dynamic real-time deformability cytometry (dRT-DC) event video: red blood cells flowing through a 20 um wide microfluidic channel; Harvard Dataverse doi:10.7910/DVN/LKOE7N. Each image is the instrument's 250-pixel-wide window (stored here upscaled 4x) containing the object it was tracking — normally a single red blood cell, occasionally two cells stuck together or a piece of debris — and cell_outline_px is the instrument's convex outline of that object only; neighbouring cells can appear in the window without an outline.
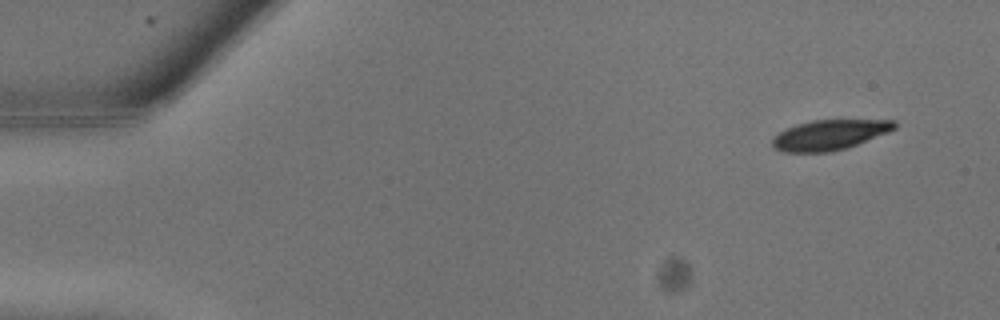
{"species": "common noctule bat (a hibernating species)", "species_latin": "Nyctalus noctula", "temperature_condition": "warm", "stored_images_in_passage": 11, "camera_frame_rate_fps": 3000, "um_per_image_px": 0.085, "animal": {"sex": "male", "body_mass_g": 13.3}, "frame": {"image": 1, "passage_image": 2, "time_ms": 0.333, "image_size_px": [1000, 320], "cell_outline_px": [[896, 128], [888, 132], [856, 144], [844, 148], [828, 152], [780, 152], [772, 148], [772, 136], [796, 124], [812, 120], [896, 120]], "centroid_in_image_um": [70.46, 11.46], "position_along_channel_um": 14.5, "area_um2": 21.33}}
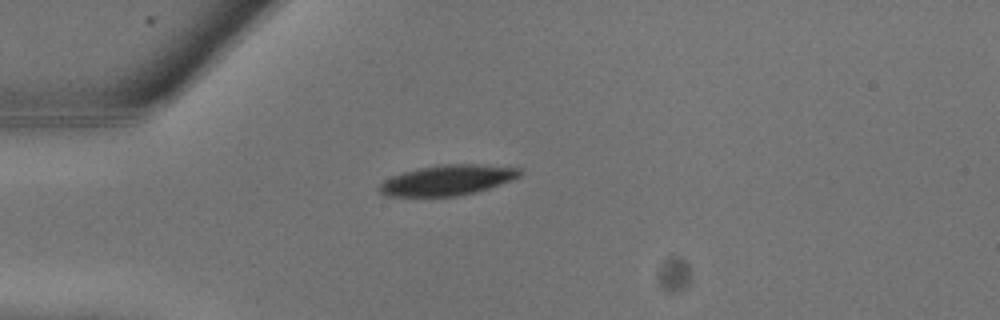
{"frame": {"image": 2, "passage_image": 7, "time_ms": 2.0, "image_size_px": [1000, 320], "cell_outline_px": [[524, 172], [520, 176], [512, 180], [476, 192], [456, 196], [384, 196], [376, 188], [384, 180], [392, 176], [404, 172], [420, 168], [440, 164], [476, 164], [520, 168]], "centroid_in_image_um": [38.03, 15.31], "position_along_channel_um": 47.0, "area_um2": 24.8}}
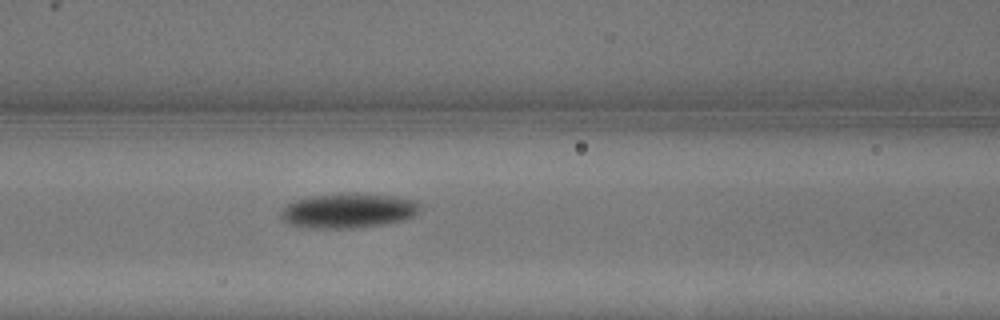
{"frame": {"image": 3, "passage_image": 11, "time_ms": 3.333, "image_size_px": [1000, 320], "cell_outline_px": [[420, 208], [412, 216], [404, 220], [384, 224], [356, 228], [308, 228], [288, 224], [280, 216], [280, 212], [288, 204], [296, 200], [312, 196], [348, 192], [356, 192], [396, 196], [416, 200], [420, 204]], "centroid_in_image_um": [29.62, 17.89], "position_along_channel_um": 137.0, "area_um2": 28.44}}